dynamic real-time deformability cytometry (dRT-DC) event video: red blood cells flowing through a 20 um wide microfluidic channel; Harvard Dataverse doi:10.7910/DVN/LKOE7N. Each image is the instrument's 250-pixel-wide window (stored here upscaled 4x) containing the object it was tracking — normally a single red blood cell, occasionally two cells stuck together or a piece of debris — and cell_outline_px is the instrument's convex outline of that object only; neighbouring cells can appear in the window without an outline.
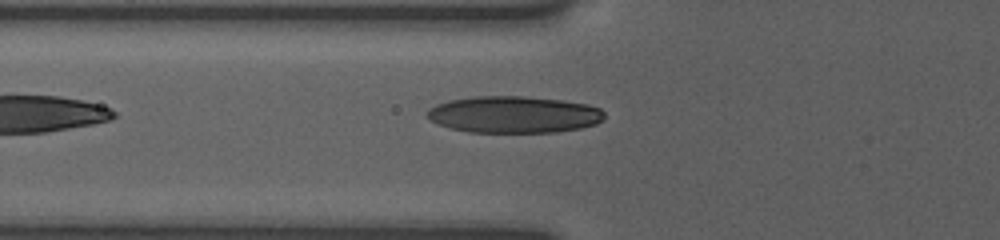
{"species": "human", "species_latin": "Homo sapiens", "temperature_condition": "room temperature", "stored_images_in_passage": 5, "camera_frame_rate_fps": 3000, "um_per_image_px": 0.085, "donor": {"sex": "female"}, "frame": {"image": 1, "passage_image": 5, "time_ms": 2.333, "image_size_px": [1000, 240], "cell_outline_px": [[604, 120], [596, 124], [580, 128], [556, 132], [468, 132], [436, 124], [428, 116], [428, 108], [436, 104], [448, 100], [472, 96], [524, 96], [564, 100], [588, 104], [600, 108], [604, 112]], "centroid_in_image_um": [43.69, 9.73], "position_along_channel_um": 82.1, "area_um2": 38.21}}